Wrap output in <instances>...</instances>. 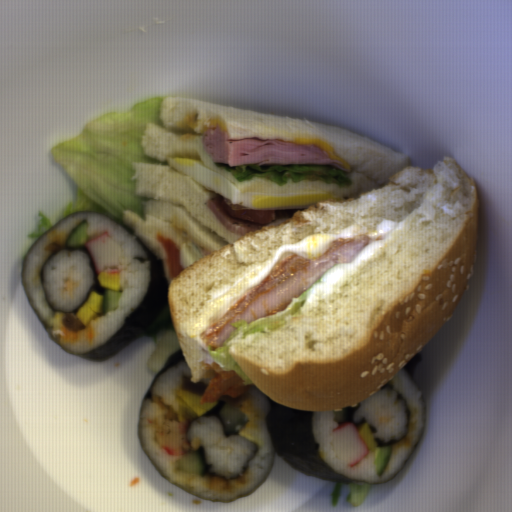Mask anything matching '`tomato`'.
Listing matches in <instances>:
<instances>
[{
    "label": "tomato",
    "mask_w": 512,
    "mask_h": 512,
    "mask_svg": "<svg viewBox=\"0 0 512 512\" xmlns=\"http://www.w3.org/2000/svg\"><path fill=\"white\" fill-rule=\"evenodd\" d=\"M208 205L220 222L231 232L239 236L272 227L293 217L299 209H262L244 208L233 205L222 196H210Z\"/></svg>",
    "instance_id": "512abeb7"
},
{
    "label": "tomato",
    "mask_w": 512,
    "mask_h": 512,
    "mask_svg": "<svg viewBox=\"0 0 512 512\" xmlns=\"http://www.w3.org/2000/svg\"><path fill=\"white\" fill-rule=\"evenodd\" d=\"M157 240L162 245L166 253L167 269L170 276L174 279L184 269L180 262V250L177 249L176 242L159 235Z\"/></svg>",
    "instance_id": "da07e99c"
}]
</instances>
